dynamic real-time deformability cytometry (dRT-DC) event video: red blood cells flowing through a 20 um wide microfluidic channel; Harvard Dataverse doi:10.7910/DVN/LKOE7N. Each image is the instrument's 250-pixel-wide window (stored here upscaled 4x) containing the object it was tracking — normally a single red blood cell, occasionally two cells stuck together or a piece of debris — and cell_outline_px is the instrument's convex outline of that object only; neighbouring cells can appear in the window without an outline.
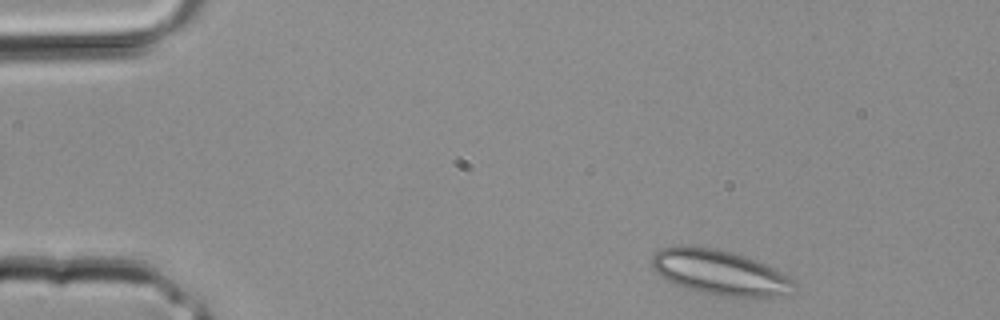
{"species": "common noctule bat (a hibernating species)", "species_latin": "Nyctalus noctula", "temperature_condition": "room temperature", "stored_images_in_passage": 2, "camera_frame_rate_fps": 3000, "um_per_image_px": 0.085, "animal": {"sex": "male", "body_mass_g": 20.4}, "frame": {"image": 1, "passage_image": 1, "time_ms": 0.0, "image_size_px": [1000, 320], "cell_outline_px": [[796, 284], [788, 292], [776, 296], [756, 300], [720, 296], [700, 292], [684, 288], [664, 280], [652, 268], [652, 256], [660, 248], [672, 244], [684, 244], [716, 248], [732, 252], [756, 260], [776, 268], [788, 276]], "centroid_in_image_um": [61.15, 23.16], "position_along_channel_um": 23.9, "area_um2": 38.38}}